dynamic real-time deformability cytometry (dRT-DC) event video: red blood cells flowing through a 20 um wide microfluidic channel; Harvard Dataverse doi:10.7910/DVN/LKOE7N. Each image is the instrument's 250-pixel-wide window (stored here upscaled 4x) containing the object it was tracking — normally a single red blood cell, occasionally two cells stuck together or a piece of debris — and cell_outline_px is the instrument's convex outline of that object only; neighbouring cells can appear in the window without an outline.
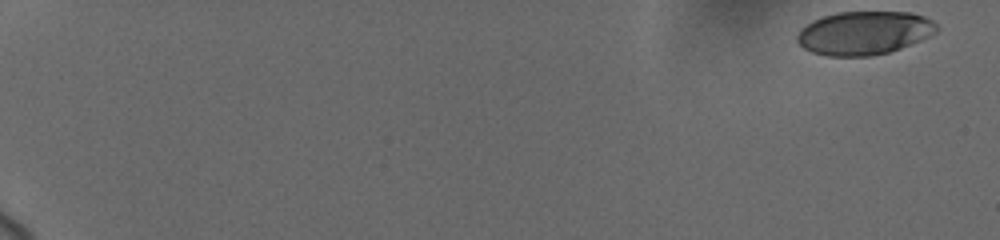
{"species": "human", "species_latin": "Homo sapiens", "temperature_condition": "cold", "stored_images_in_passage": 40, "camera_frame_rate_fps": 3000, "um_per_image_px": 0.085, "donor": {"sex": "female"}, "frame": {"image": 1, "passage_image": 1, "time_ms": 0.0, "image_size_px": [1000, 240], "cell_outline_px": [[936, 32], [920, 40], [900, 48], [888, 52], [868, 56], [828, 56], [812, 52], [804, 48], [796, 40], [796, 36], [812, 20], [824, 16], [840, 12], [912, 12], [924, 16], [932, 20], [936, 24]], "centroid_in_image_um": [73.45, 2.8], "position_along_channel_um": 11.5, "area_um2": 34.97}}
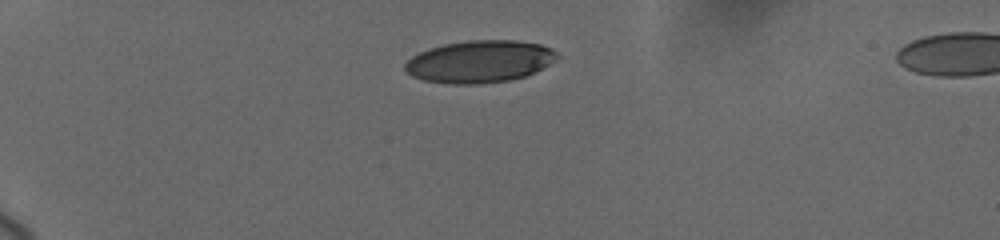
{"frame": {"image": 2, "passage_image": 29, "time_ms": 5.0, "image_size_px": [1000, 240], "cell_outline_px": [[560, 56], [556, 60], [524, 76], [508, 80], [476, 84], [452, 84], [424, 80], [412, 76], [404, 68], [404, 64], [412, 56], [428, 48], [444, 44], [468, 40], [516, 40], [540, 44], [552, 48]], "centroid_in_image_um": [40.75, 5.22], "position_along_channel_um": 44.2, "area_um2": 37.22}}